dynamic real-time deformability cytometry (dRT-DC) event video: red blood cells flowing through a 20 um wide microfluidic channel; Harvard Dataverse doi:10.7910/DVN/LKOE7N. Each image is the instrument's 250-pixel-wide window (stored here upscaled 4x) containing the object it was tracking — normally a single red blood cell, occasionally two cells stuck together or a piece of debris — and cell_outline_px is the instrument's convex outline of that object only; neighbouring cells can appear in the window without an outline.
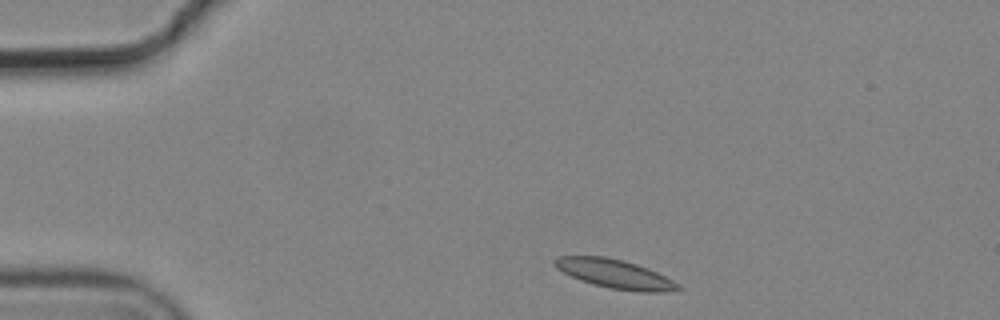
{"species": "common noctule bat (a hibernating species)", "species_latin": "Nyctalus noctula", "temperature_condition": "cold", "stored_images_in_passage": 4, "camera_frame_rate_fps": 3000, "um_per_image_px": 0.085, "animal": {"sex": "male", "body_mass_g": 19.2, "forearm_length_mm": 51.8}, "frame": {"image": 1, "passage_image": 1, "time_ms": 0.0, "image_size_px": [1000, 320], "cell_outline_px": [[684, 288], [664, 292], [640, 292], [608, 288], [592, 284], [580, 280], [556, 268], [552, 264], [552, 260], [556, 256], [604, 256], [624, 260], [648, 268], [680, 284]], "centroid_in_image_um": [52.25, 23.28], "position_along_channel_um": 32.8, "area_um2": 20.92}}
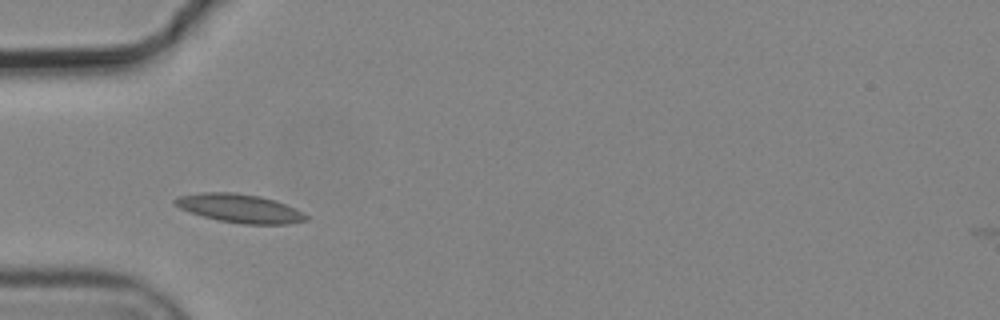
{"frame": {"image": 2, "passage_image": 3, "time_ms": 0.667, "image_size_px": [1000, 320], "cell_outline_px": [[308, 220], [288, 224], [244, 224], [216, 220], [180, 208], [172, 204], [172, 200], [180, 196], [200, 192], [236, 192], [260, 196], [276, 200], [296, 208], [308, 216]], "centroid_in_image_um": [20.39, 17.7], "position_along_channel_um": 64.6, "area_um2": 21.96}}
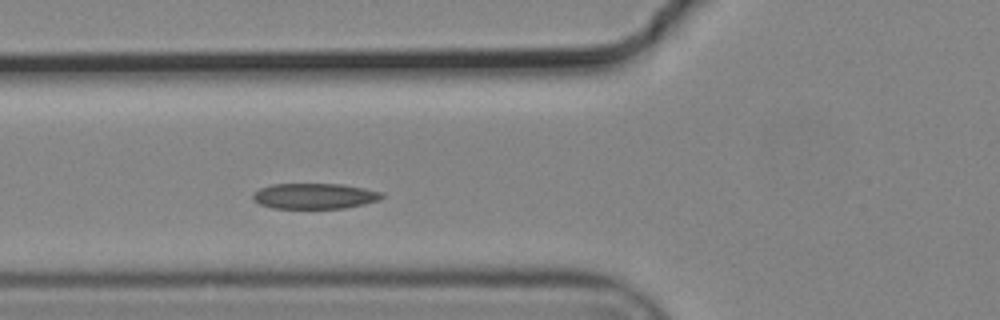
{"frame": {"image": 3, "passage_image": 4, "time_ms": 1.0, "image_size_px": [1000, 320], "cell_outline_px": [[384, 196], [380, 200], [364, 204], [344, 208], [272, 208], [260, 204], [252, 200], [252, 196], [260, 188], [272, 184], [344, 184], [384, 192]], "centroid_in_image_um": [26.77, 16.66], "position_along_channel_um": 99.0, "area_um2": 19.31}}